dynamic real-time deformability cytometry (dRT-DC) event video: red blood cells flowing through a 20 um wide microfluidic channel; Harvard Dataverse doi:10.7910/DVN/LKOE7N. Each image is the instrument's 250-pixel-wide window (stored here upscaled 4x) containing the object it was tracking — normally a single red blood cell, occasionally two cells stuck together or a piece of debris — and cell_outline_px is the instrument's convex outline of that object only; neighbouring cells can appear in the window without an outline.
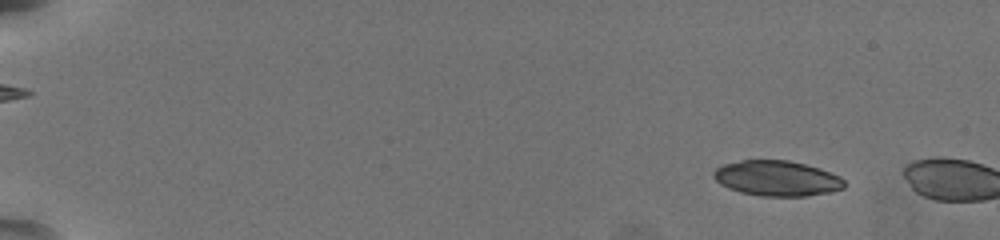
{"species": "common noctule bat (a hibernating species)", "species_latin": "Nyctalus noctula", "temperature_condition": "warm", "stored_images_in_passage": 9, "camera_frame_rate_fps": 3000, "um_per_image_px": 0.085, "animal": {"sex": "female", "body_mass_g": 19.5, "forearm_length_mm": 54.1}, "frame": {"image": 1, "passage_image": 7, "time_ms": 2.0, "image_size_px": [1000, 240], "cell_outline_px": [[844, 188], [828, 192], [804, 196], [764, 196], [740, 192], [728, 188], [720, 184], [716, 180], [712, 172], [716, 168], [724, 164], [744, 160], [788, 160], [804, 164], [840, 176], [844, 180]], "centroid_in_image_um": [66.01, 15.16], "position_along_channel_um": 19.0, "area_um2": 26.59}}